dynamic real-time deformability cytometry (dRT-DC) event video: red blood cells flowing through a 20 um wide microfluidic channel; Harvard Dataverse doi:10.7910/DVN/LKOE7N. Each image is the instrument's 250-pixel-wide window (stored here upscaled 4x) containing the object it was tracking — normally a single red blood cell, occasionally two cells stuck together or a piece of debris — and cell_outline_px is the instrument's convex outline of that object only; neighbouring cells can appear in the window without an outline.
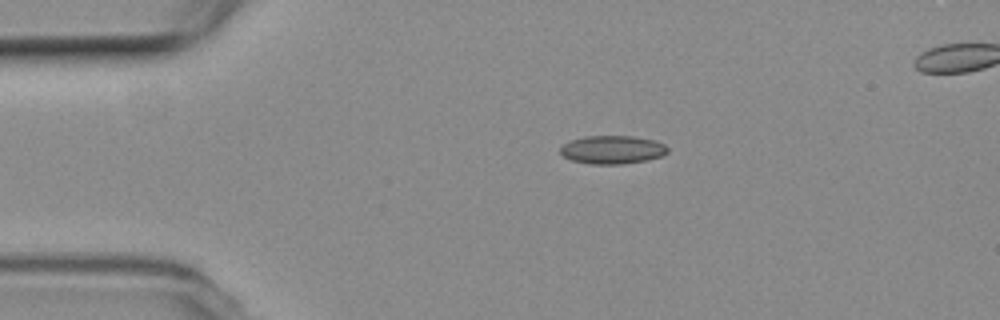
{"species": "common noctule bat (a hibernating species)", "species_latin": "Nyctalus noctula", "temperature_condition": "room temperature", "stored_images_in_passage": 43, "camera_frame_rate_fps": 3000, "um_per_image_px": 0.085, "animal": {"sex": "female", "body_mass_g": 19.3, "forearm_length_mm": 54.1}, "frame": {"image": 1, "passage_image": 1, "time_ms": 0.0, "image_size_px": [1000, 320], "cell_outline_px": [[668, 152], [660, 156], [648, 160], [624, 164], [592, 164], [572, 160], [564, 156], [560, 152], [560, 148], [564, 144], [572, 140], [584, 136], [632, 136], [656, 140], [664, 144], [668, 148]], "centroid_in_image_um": [52.08, 12.72], "position_along_channel_um": 32.9, "area_um2": 17.69}}
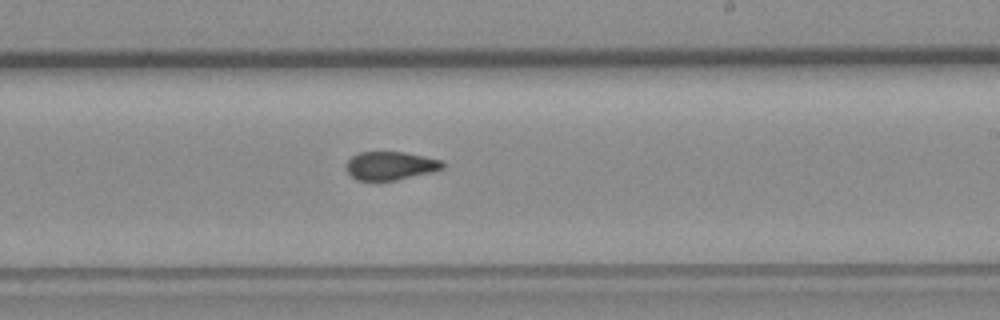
{"frame": {"image": 2, "passage_image": 22, "time_ms": 7.0, "image_size_px": [1000, 320], "cell_outline_px": [[444, 168], [432, 172], [396, 180], [356, 180], [344, 168], [348, 160], [352, 156], [360, 152], [404, 152], [424, 156], [440, 160], [444, 164]], "centroid_in_image_um": [33.17, 14.08], "position_along_channel_um": 255.8, "area_um2": 15.9}}
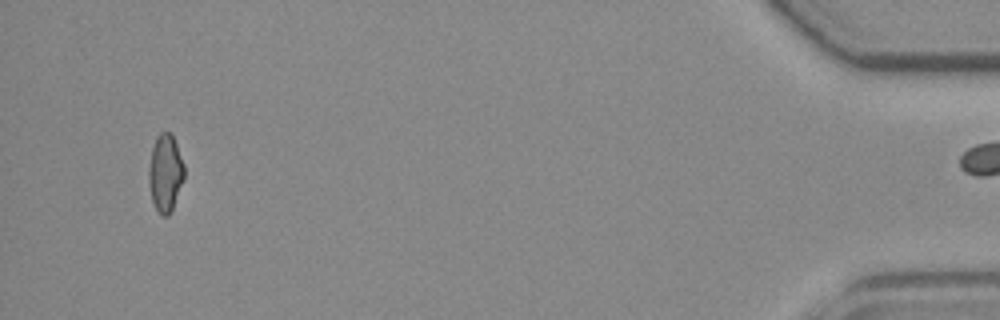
{"frame": {"image": 3, "passage_image": 42, "time_ms": 13.667, "image_size_px": [1000, 320], "cell_outline_px": [[184, 176], [172, 208], [168, 216], [160, 216], [152, 200], [148, 180], [148, 168], [152, 148], [156, 136], [160, 132], [172, 132], [184, 164]], "centroid_in_image_um": [14.04, 14.66], "position_along_channel_um": 421.2, "area_um2": 15.95}, "authors_computed_cell_mechanics": {"area_um2": 16.6464, "velocity_mm_per_s": 3.7619, "shape_relaxation_time_tau1_ms": null, "shape_relaxation_time_tau2_ms": 1.3933, "deformation_change_tau1": null, "deformation_change_tau2": 0.0627}}